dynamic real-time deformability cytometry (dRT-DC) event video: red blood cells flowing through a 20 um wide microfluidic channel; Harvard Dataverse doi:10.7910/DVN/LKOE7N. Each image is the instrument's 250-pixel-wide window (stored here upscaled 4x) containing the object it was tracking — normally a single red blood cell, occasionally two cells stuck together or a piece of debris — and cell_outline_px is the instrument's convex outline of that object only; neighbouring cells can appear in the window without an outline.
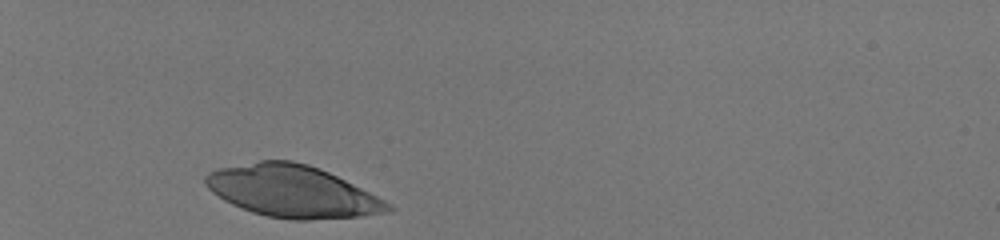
{"species": "human", "species_latin": "Homo sapiens", "temperature_condition": "room temperature", "stored_images_in_passage": 30, "camera_frame_rate_fps": 3000, "um_per_image_px": 0.085, "donor": {"sex": "male"}, "frame": {"image": 1, "passage_image": 1, "time_ms": 0.0, "image_size_px": [1000, 240], "cell_outline_px": [[396, 208], [388, 212], [360, 216], [308, 220], [292, 220], [268, 216], [252, 212], [232, 204], [224, 200], [212, 192], [204, 184], [204, 176], [208, 172], [220, 168], [260, 160], [292, 160], [308, 164], [328, 172], [392, 204]], "centroid_in_image_um": [24.83, 16.26], "position_along_channel_um": 60.2, "area_um2": 54.85}}